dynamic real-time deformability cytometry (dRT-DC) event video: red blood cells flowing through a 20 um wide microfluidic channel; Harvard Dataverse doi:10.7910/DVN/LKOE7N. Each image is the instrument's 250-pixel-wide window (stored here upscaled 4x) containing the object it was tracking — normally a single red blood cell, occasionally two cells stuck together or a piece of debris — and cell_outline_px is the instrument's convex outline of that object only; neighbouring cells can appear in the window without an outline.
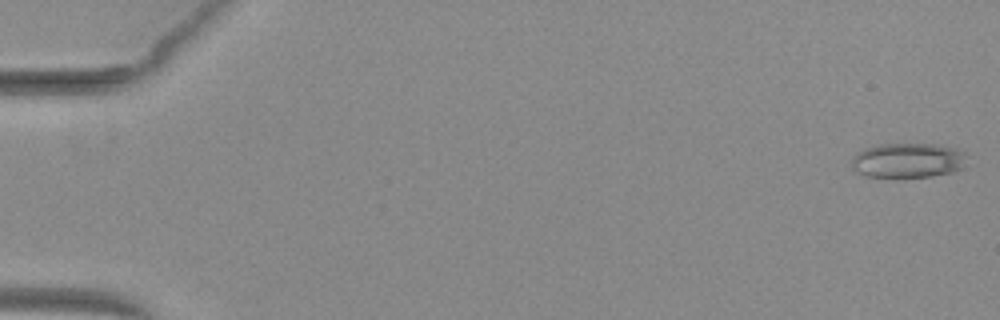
{"species": "common noctule bat (a hibernating species)", "species_latin": "Nyctalus noctula", "temperature_condition": "warm", "stored_images_in_passage": 14, "camera_frame_rate_fps": 3000, "um_per_image_px": 0.085, "animal": {"sex": "female", "body_mass_g": 29.2, "forearm_length_mm": 56.3}, "frame": {"image": 1, "passage_image": 1, "time_ms": 0.0, "image_size_px": [1000, 320], "cell_outline_px": [[964, 168], [952, 172], [932, 176], [868, 176], [856, 172], [852, 168], [852, 156], [864, 148], [880, 144], [940, 144], [956, 148], [964, 152]], "centroid_in_image_um": [77.17, 13.61], "position_along_channel_um": 7.8, "area_um2": 23.24}}